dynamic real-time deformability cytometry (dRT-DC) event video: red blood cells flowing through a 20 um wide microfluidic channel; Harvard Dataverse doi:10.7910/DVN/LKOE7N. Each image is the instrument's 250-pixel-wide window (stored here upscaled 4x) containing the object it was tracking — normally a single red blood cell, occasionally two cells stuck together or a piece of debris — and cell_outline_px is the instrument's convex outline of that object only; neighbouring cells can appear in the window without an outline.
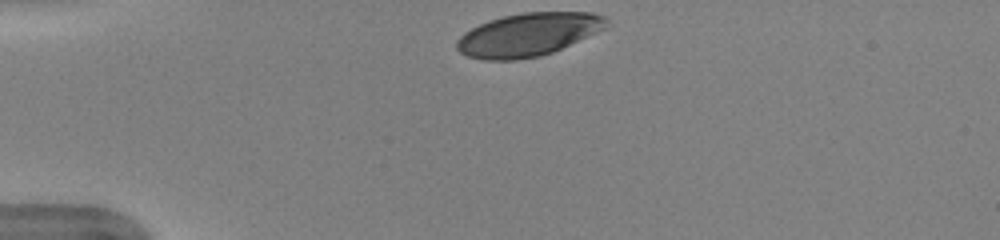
{"species": "human", "species_latin": "Homo sapiens", "temperature_condition": "warm", "stored_images_in_passage": 33, "camera_frame_rate_fps": 3000, "um_per_image_px": 0.085, "donor": {"sex": "female"}, "frame": {"image": 1, "passage_image": 1, "time_ms": 0.0, "image_size_px": [1000, 240], "cell_outline_px": [[612, 24], [596, 32], [552, 52], [540, 56], [516, 60], [484, 60], [468, 56], [460, 52], [456, 48], [456, 40], [464, 32], [488, 20], [504, 16], [524, 12], [592, 12], [604, 16]], "centroid_in_image_um": [44.89, 2.93], "position_along_channel_um": 40.1, "area_um2": 37.51}}
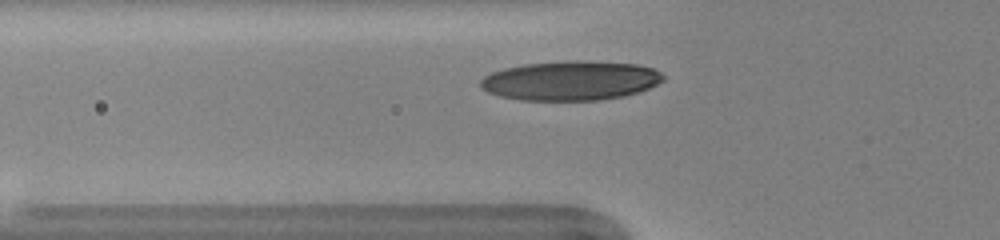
{"frame": {"image": 2, "passage_image": 7, "time_ms": 2.0, "image_size_px": [1000, 240], "cell_outline_px": [[664, 80], [648, 88], [624, 96], [600, 100], [520, 100], [500, 96], [488, 92], [480, 88], [480, 80], [484, 76], [492, 72], [504, 68], [524, 64], [564, 60], [636, 64], [652, 68], [660, 72], [664, 76]], "centroid_in_image_um": [48.46, 6.85], "position_along_channel_um": 77.3, "area_um2": 41.85}}
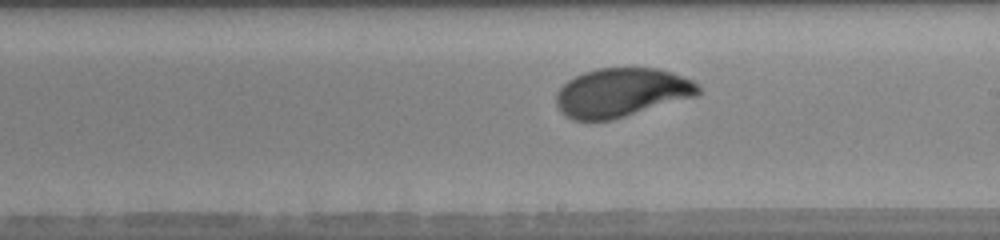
{"frame": {"image": 3, "passage_image": 19, "time_ms": 6.0, "image_size_px": [1000, 240], "cell_outline_px": [[700, 92], [696, 96], [612, 120], [572, 120], [564, 116], [560, 112], [556, 104], [556, 92], [568, 80], [584, 72], [596, 68], [660, 68], [672, 72], [692, 80], [700, 88]], "centroid_in_image_um": [52.8, 7.87], "position_along_channel_um": 236.2, "area_um2": 40.52}, "authors_computed_cell_mechanics": {"area_um2": 40.749, "velocity_mm_per_s": 3.949, "shape_relaxation_time_tau1_ms": 3.1618, "shape_relaxation_time_tau2_ms": null, "deformation_change_tau1": 0.1746, "deformation_change_tau2": null}}